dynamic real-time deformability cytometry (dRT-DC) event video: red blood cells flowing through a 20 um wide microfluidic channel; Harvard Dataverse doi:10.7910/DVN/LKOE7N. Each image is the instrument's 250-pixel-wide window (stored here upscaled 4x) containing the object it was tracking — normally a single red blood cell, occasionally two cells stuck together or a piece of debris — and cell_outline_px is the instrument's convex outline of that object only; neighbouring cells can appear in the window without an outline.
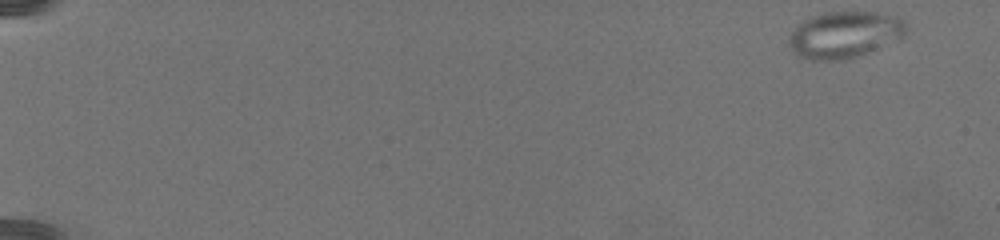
{"species": "common noctule bat (a hibernating species)", "species_latin": "Nyctalus noctula", "temperature_condition": "warm", "stored_images_in_passage": 75, "camera_frame_rate_fps": 3000, "um_per_image_px": 0.085, "animal": {"sex": "female", "body_mass_g": 19.5, "forearm_length_mm": 54.1}, "frame": {"image": 1, "passage_image": 1, "time_ms": 0.0, "image_size_px": [1000, 240], "cell_outline_px": [[908, 28], [904, 36], [900, 40], [856, 56], [840, 60], [812, 60], [796, 56], [788, 44], [788, 36], [804, 20], [812, 16], [824, 12], [876, 12], [896, 16], [904, 20]], "centroid_in_image_um": [71.8, 2.95], "position_along_channel_um": 13.2, "area_um2": 31.96}}
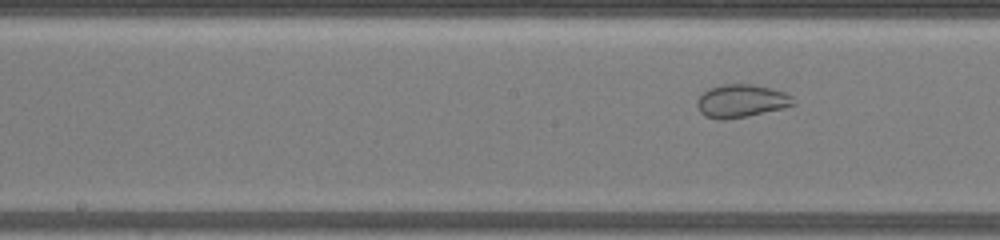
{"frame": {"image": 2, "passage_image": 40, "time_ms": 13.0, "image_size_px": [1000, 240], "cell_outline_px": [[796, 104], [784, 108], [748, 116], [724, 120], [716, 120], [704, 116], [700, 112], [696, 104], [696, 100], [708, 88], [724, 84], [752, 84], [784, 92], [792, 96]], "centroid_in_image_um": [62.98, 8.6], "position_along_channel_um": 185.2, "area_um2": 18.61}}
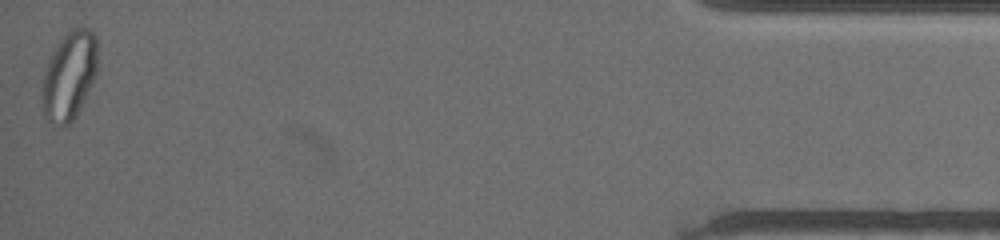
{"frame": {"image": 3, "passage_image": 75, "time_ms": 24.667, "image_size_px": [1000, 240], "cell_outline_px": [[96, 76], [76, 116], [68, 128], [52, 124], [48, 120], [44, 112], [44, 72], [56, 44], [72, 28], [88, 28], [96, 36]], "centroid_in_image_um": [5.91, 6.46], "position_along_channel_um": 429.3, "area_um2": 28.09}}